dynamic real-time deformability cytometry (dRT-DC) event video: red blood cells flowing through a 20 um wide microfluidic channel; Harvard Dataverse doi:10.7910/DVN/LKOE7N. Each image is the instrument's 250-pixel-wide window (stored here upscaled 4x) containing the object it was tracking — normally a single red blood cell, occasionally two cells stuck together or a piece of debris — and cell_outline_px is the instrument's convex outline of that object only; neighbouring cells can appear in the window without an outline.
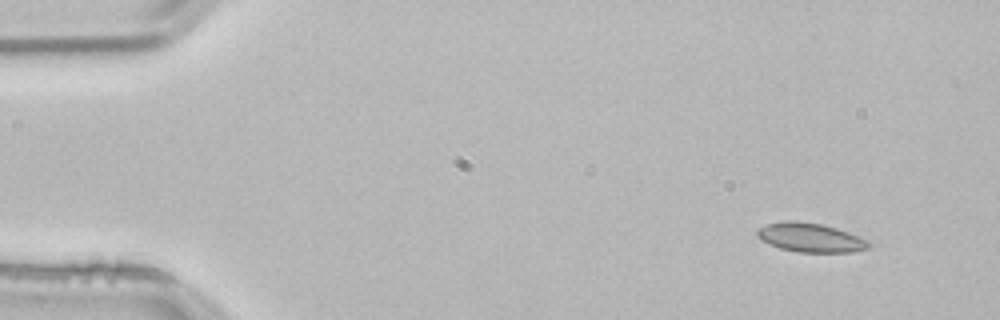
{"species": "common noctule bat (a hibernating species)", "species_latin": "Nyctalus noctula", "temperature_condition": "room temperature", "stored_images_in_passage": 50, "camera_frame_rate_fps": 3000, "um_per_image_px": 0.085, "animal": {"sex": "male", "body_mass_g": 21.5, "forearm_length_mm": 52.0}, "frame": {"image": 1, "passage_image": 1, "time_ms": 0.0, "image_size_px": [1000, 320], "cell_outline_px": [[872, 244], [868, 248], [852, 252], [796, 252], [780, 248], [768, 244], [760, 240], [756, 236], [756, 232], [764, 224], [780, 220], [796, 220], [820, 224], [836, 228], [848, 232], [868, 240]], "centroid_in_image_um": [68.84, 20.18], "position_along_channel_um": 16.2, "area_um2": 19.13}}
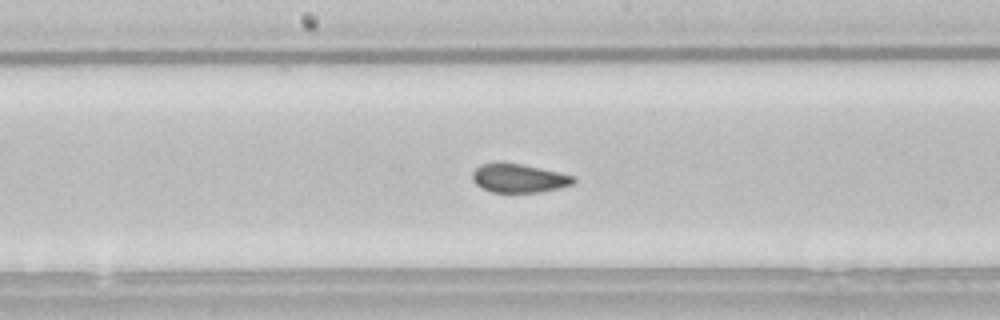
{"frame": {"image": 2, "passage_image": 24, "time_ms": 7.667, "image_size_px": [1000, 320], "cell_outline_px": [[576, 184], [560, 188], [540, 192], [492, 192], [480, 188], [472, 180], [472, 172], [480, 164], [520, 164], [576, 176]], "centroid_in_image_um": [44.14, 15.18], "position_along_channel_um": 204.1, "area_um2": 16.76}}
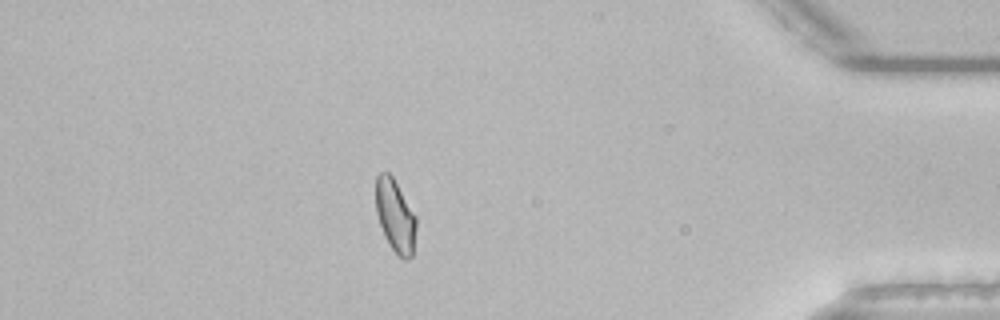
{"frame": {"image": 3, "passage_image": 43, "time_ms": 14.0, "image_size_px": [1000, 320], "cell_outline_px": [[416, 228], [412, 256], [408, 260], [404, 260], [388, 244], [384, 236], [376, 212], [376, 176], [380, 172], [388, 172], [392, 176], [416, 216]], "centroid_in_image_um": [33.59, 18.35], "position_along_channel_um": 401.6, "area_um2": 16.99}, "authors_computed_cell_mechanics": {"area_um2": 17.629, "velocity_mm_per_s": 3.8091, "shape_relaxation_time_tau1_ms": null, "shape_relaxation_time_tau2_ms": 0.4911, "deformation_change_tau1": null, "deformation_change_tau2": 0.04}}